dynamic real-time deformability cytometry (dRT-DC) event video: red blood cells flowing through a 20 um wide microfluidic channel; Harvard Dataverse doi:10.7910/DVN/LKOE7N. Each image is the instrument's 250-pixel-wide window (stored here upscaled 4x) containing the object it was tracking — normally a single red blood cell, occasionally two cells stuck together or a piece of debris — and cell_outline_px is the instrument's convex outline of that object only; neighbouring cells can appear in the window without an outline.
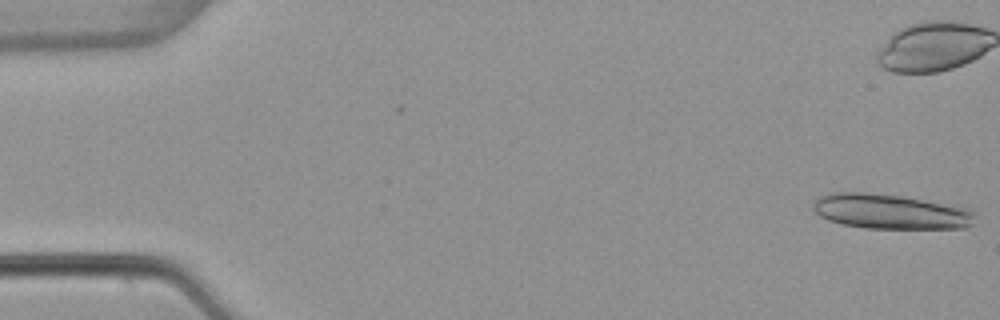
{"species": "common noctule bat (a hibernating species)", "species_latin": "Nyctalus noctula", "temperature_condition": "warm", "stored_images_in_passage": 21, "camera_frame_rate_fps": 3000, "um_per_image_px": 0.085, "animal": {"sex": "female", "body_mass_g": 22.7, "forearm_length_mm": 54.2}, "frame": {"image": 1, "passage_image": 1, "time_ms": 0.0, "image_size_px": [1000, 320], "cell_outline_px": [[976, 216], [972, 224], [964, 228], [864, 228], [844, 224], [828, 220], [820, 216], [812, 208], [812, 200], [816, 196], [828, 192], [864, 192], [904, 196], [972, 208]], "centroid_in_image_um": [75.66, 17.96], "position_along_channel_um": 9.3, "area_um2": 33.41}}